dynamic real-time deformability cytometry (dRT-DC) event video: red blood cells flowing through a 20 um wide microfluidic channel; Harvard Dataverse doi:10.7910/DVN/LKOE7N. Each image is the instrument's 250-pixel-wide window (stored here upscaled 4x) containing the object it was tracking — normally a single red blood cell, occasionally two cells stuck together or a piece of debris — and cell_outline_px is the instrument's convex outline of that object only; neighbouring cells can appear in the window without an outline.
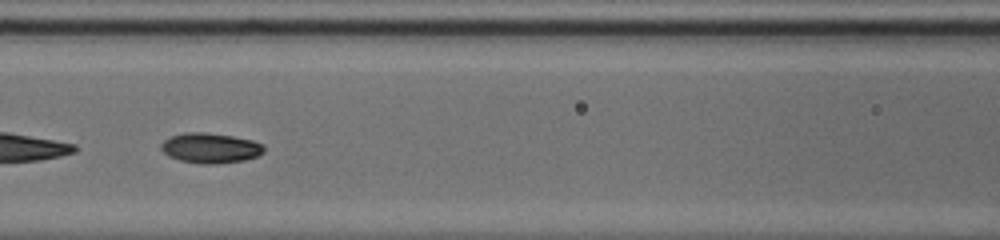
{"species": "common noctule bat (a hibernating species)", "species_latin": "Nyctalus noctula", "temperature_condition": "cold", "stored_images_in_passage": 38, "camera_frame_rate_fps": 3000, "um_per_image_px": 0.085, "animal": {"sex": "male", "body_mass_g": 20.0, "forearm_length_mm": 53.3}, "frame": {"image": 1, "passage_image": 22, "time_ms": 7.0, "image_size_px": [1000, 240], "cell_outline_px": [[264, 152], [256, 156], [244, 160], [216, 164], [204, 164], [180, 160], [168, 156], [160, 148], [160, 144], [164, 140], [172, 136], [184, 132], [204, 132], [232, 136], [252, 140], [264, 144]], "centroid_in_image_um": [17.88, 12.58], "position_along_channel_um": 148.7, "area_um2": 18.03}}
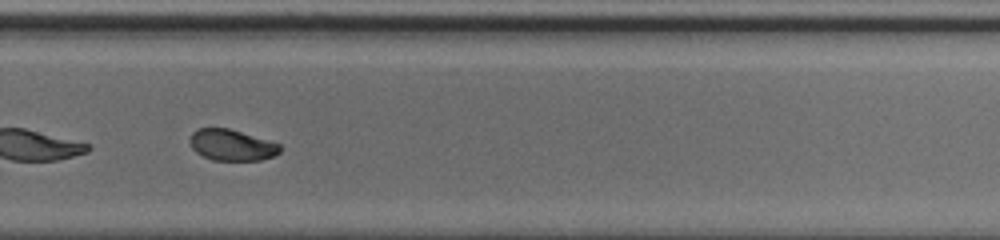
{"frame": {"image": 2, "passage_image": 35, "time_ms": 11.333, "image_size_px": [1000, 240], "cell_outline_px": [[284, 148], [280, 152], [272, 156], [260, 160], [212, 160], [196, 152], [192, 148], [188, 140], [192, 132], [196, 128], [228, 128], [280, 144]], "centroid_in_image_um": [19.67, 12.32], "position_along_channel_um": 310.1, "area_um2": 16.36}}